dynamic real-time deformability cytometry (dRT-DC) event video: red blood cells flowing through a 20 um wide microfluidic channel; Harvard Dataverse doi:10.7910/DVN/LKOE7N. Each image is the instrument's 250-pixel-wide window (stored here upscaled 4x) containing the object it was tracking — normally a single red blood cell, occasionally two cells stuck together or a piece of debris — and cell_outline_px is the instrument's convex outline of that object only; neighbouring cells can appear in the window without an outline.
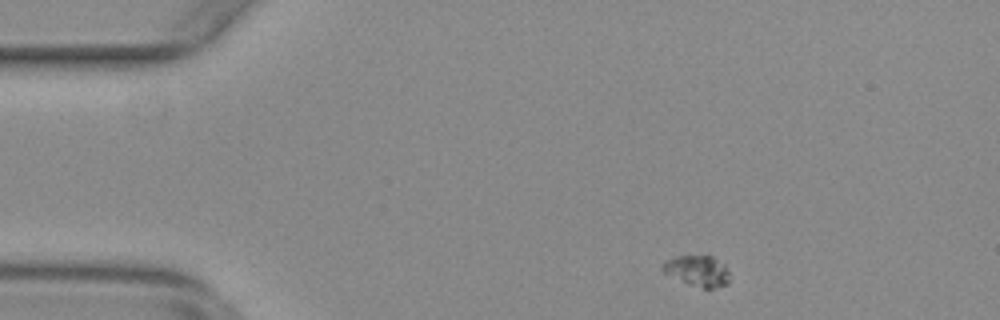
{"species": "common noctule bat (a hibernating species)", "species_latin": "Nyctalus noctula", "temperature_condition": "warm", "stored_images_in_passage": 50, "camera_frame_rate_fps": 3000, "um_per_image_px": 0.085, "animal": {"sex": "female", "body_mass_g": 29.2, "forearm_length_mm": 56.3}, "frame": {"image": 1, "passage_image": 2, "time_ms": 0.333, "image_size_px": [1000, 320], "cell_outline_px": [[728, 284], [716, 288], [704, 288], [688, 284], [664, 272], [660, 268], [660, 264], [664, 260], [676, 256], [712, 256], [724, 264], [728, 272]], "centroid_in_image_um": [59.25, 23.02], "position_along_channel_um": 25.7, "area_um2": 12.02}}
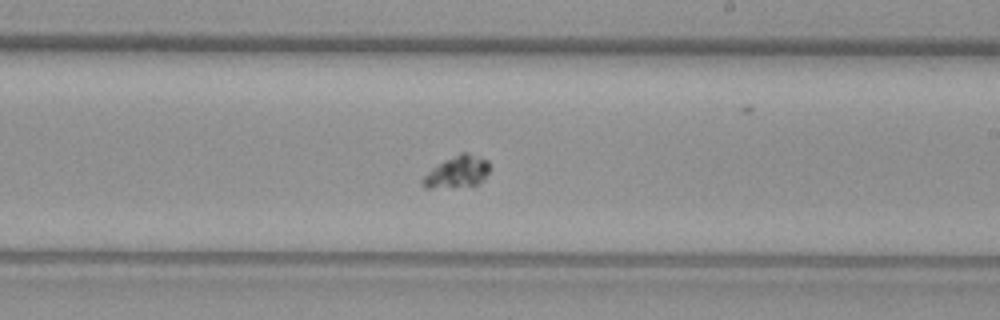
{"frame": {"image": 2, "passage_image": 26, "time_ms": 8.333, "image_size_px": [1000, 320], "cell_outline_px": [[492, 168], [484, 180], [476, 184], [428, 188], [424, 188], [420, 180], [432, 168], [444, 160], [460, 152], [468, 152], [488, 160]], "centroid_in_image_um": [38.9, 14.57], "position_along_channel_um": 250.1, "area_um2": 12.43}}
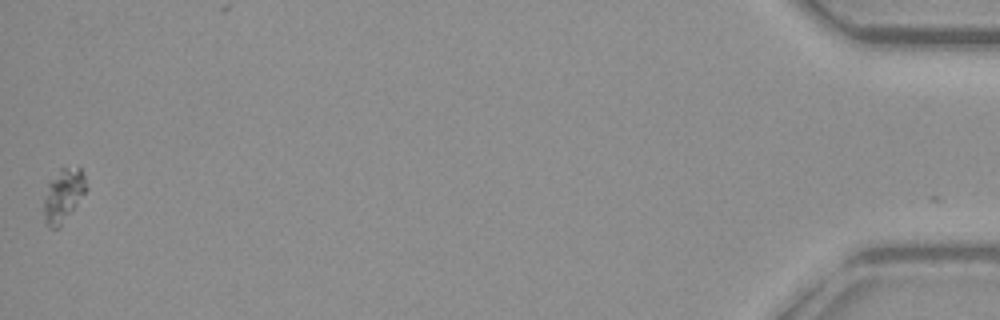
{"frame": {"image": 3, "passage_image": 49, "time_ms": 16.0, "image_size_px": [1000, 320], "cell_outline_px": [[88, 188], [60, 228], [48, 228], [44, 220], [44, 200], [48, 184], [60, 168], [80, 168], [84, 176]], "centroid_in_image_um": [5.38, 16.64], "position_along_channel_um": 429.8, "area_um2": 13.01}}